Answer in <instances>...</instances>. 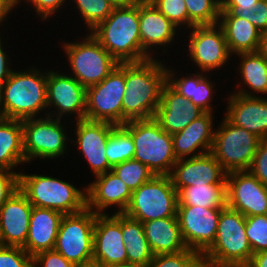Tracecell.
<instances>
[{
    "label": "cell",
    "mask_w": 267,
    "mask_h": 267,
    "mask_svg": "<svg viewBox=\"0 0 267 267\" xmlns=\"http://www.w3.org/2000/svg\"><path fill=\"white\" fill-rule=\"evenodd\" d=\"M25 162L22 120L0 117V170Z\"/></svg>",
    "instance_id": "29"
},
{
    "label": "cell",
    "mask_w": 267,
    "mask_h": 267,
    "mask_svg": "<svg viewBox=\"0 0 267 267\" xmlns=\"http://www.w3.org/2000/svg\"><path fill=\"white\" fill-rule=\"evenodd\" d=\"M219 20L230 54L258 51L261 31L251 22L228 11H220Z\"/></svg>",
    "instance_id": "27"
},
{
    "label": "cell",
    "mask_w": 267,
    "mask_h": 267,
    "mask_svg": "<svg viewBox=\"0 0 267 267\" xmlns=\"http://www.w3.org/2000/svg\"><path fill=\"white\" fill-rule=\"evenodd\" d=\"M122 126L133 138V159L145 164L155 175H170L177 162L172 135L154 118L131 120Z\"/></svg>",
    "instance_id": "5"
},
{
    "label": "cell",
    "mask_w": 267,
    "mask_h": 267,
    "mask_svg": "<svg viewBox=\"0 0 267 267\" xmlns=\"http://www.w3.org/2000/svg\"><path fill=\"white\" fill-rule=\"evenodd\" d=\"M236 14L238 17L245 18L251 22L258 30L267 31V0H259L256 6L249 10H220Z\"/></svg>",
    "instance_id": "42"
},
{
    "label": "cell",
    "mask_w": 267,
    "mask_h": 267,
    "mask_svg": "<svg viewBox=\"0 0 267 267\" xmlns=\"http://www.w3.org/2000/svg\"><path fill=\"white\" fill-rule=\"evenodd\" d=\"M16 7L11 0H0V23L8 16V13Z\"/></svg>",
    "instance_id": "50"
},
{
    "label": "cell",
    "mask_w": 267,
    "mask_h": 267,
    "mask_svg": "<svg viewBox=\"0 0 267 267\" xmlns=\"http://www.w3.org/2000/svg\"><path fill=\"white\" fill-rule=\"evenodd\" d=\"M96 213L87 207L62 217L54 250L75 265L93 260V231Z\"/></svg>",
    "instance_id": "9"
},
{
    "label": "cell",
    "mask_w": 267,
    "mask_h": 267,
    "mask_svg": "<svg viewBox=\"0 0 267 267\" xmlns=\"http://www.w3.org/2000/svg\"><path fill=\"white\" fill-rule=\"evenodd\" d=\"M63 44L74 78L86 88L103 81L119 64L91 33L83 42Z\"/></svg>",
    "instance_id": "10"
},
{
    "label": "cell",
    "mask_w": 267,
    "mask_h": 267,
    "mask_svg": "<svg viewBox=\"0 0 267 267\" xmlns=\"http://www.w3.org/2000/svg\"><path fill=\"white\" fill-rule=\"evenodd\" d=\"M178 206L224 208L227 206V184L194 185L181 188Z\"/></svg>",
    "instance_id": "32"
},
{
    "label": "cell",
    "mask_w": 267,
    "mask_h": 267,
    "mask_svg": "<svg viewBox=\"0 0 267 267\" xmlns=\"http://www.w3.org/2000/svg\"><path fill=\"white\" fill-rule=\"evenodd\" d=\"M45 108L47 72L43 74L34 68L26 72L12 71L0 89V117L24 120L36 117Z\"/></svg>",
    "instance_id": "3"
},
{
    "label": "cell",
    "mask_w": 267,
    "mask_h": 267,
    "mask_svg": "<svg viewBox=\"0 0 267 267\" xmlns=\"http://www.w3.org/2000/svg\"><path fill=\"white\" fill-rule=\"evenodd\" d=\"M112 171L126 183L131 191L138 189L155 175L145 164L135 159L113 166Z\"/></svg>",
    "instance_id": "36"
},
{
    "label": "cell",
    "mask_w": 267,
    "mask_h": 267,
    "mask_svg": "<svg viewBox=\"0 0 267 267\" xmlns=\"http://www.w3.org/2000/svg\"><path fill=\"white\" fill-rule=\"evenodd\" d=\"M167 69V83L179 94L194 105H197L202 111L212 113V107L209 104L212 100L213 86L211 82L199 73L180 79H174L172 69Z\"/></svg>",
    "instance_id": "30"
},
{
    "label": "cell",
    "mask_w": 267,
    "mask_h": 267,
    "mask_svg": "<svg viewBox=\"0 0 267 267\" xmlns=\"http://www.w3.org/2000/svg\"><path fill=\"white\" fill-rule=\"evenodd\" d=\"M142 224L153 255L177 253L188 249L177 216L149 220Z\"/></svg>",
    "instance_id": "28"
},
{
    "label": "cell",
    "mask_w": 267,
    "mask_h": 267,
    "mask_svg": "<svg viewBox=\"0 0 267 267\" xmlns=\"http://www.w3.org/2000/svg\"><path fill=\"white\" fill-rule=\"evenodd\" d=\"M32 265V267H75V264L54 249L36 254L32 257Z\"/></svg>",
    "instance_id": "43"
},
{
    "label": "cell",
    "mask_w": 267,
    "mask_h": 267,
    "mask_svg": "<svg viewBox=\"0 0 267 267\" xmlns=\"http://www.w3.org/2000/svg\"><path fill=\"white\" fill-rule=\"evenodd\" d=\"M75 267H101V266L97 262L92 260L87 263L75 265Z\"/></svg>",
    "instance_id": "53"
},
{
    "label": "cell",
    "mask_w": 267,
    "mask_h": 267,
    "mask_svg": "<svg viewBox=\"0 0 267 267\" xmlns=\"http://www.w3.org/2000/svg\"><path fill=\"white\" fill-rule=\"evenodd\" d=\"M90 32L103 22L115 7L108 0H75Z\"/></svg>",
    "instance_id": "37"
},
{
    "label": "cell",
    "mask_w": 267,
    "mask_h": 267,
    "mask_svg": "<svg viewBox=\"0 0 267 267\" xmlns=\"http://www.w3.org/2000/svg\"><path fill=\"white\" fill-rule=\"evenodd\" d=\"M108 1L111 2L116 7V6L128 5L130 3L135 2L136 0H108Z\"/></svg>",
    "instance_id": "52"
},
{
    "label": "cell",
    "mask_w": 267,
    "mask_h": 267,
    "mask_svg": "<svg viewBox=\"0 0 267 267\" xmlns=\"http://www.w3.org/2000/svg\"><path fill=\"white\" fill-rule=\"evenodd\" d=\"M246 267H267V251L253 254Z\"/></svg>",
    "instance_id": "49"
},
{
    "label": "cell",
    "mask_w": 267,
    "mask_h": 267,
    "mask_svg": "<svg viewBox=\"0 0 267 267\" xmlns=\"http://www.w3.org/2000/svg\"><path fill=\"white\" fill-rule=\"evenodd\" d=\"M184 159L177 160L169 175L177 192L194 185L226 184L227 173L210 152Z\"/></svg>",
    "instance_id": "19"
},
{
    "label": "cell",
    "mask_w": 267,
    "mask_h": 267,
    "mask_svg": "<svg viewBox=\"0 0 267 267\" xmlns=\"http://www.w3.org/2000/svg\"><path fill=\"white\" fill-rule=\"evenodd\" d=\"M202 256L191 249L177 253L154 255L146 267H199Z\"/></svg>",
    "instance_id": "38"
},
{
    "label": "cell",
    "mask_w": 267,
    "mask_h": 267,
    "mask_svg": "<svg viewBox=\"0 0 267 267\" xmlns=\"http://www.w3.org/2000/svg\"><path fill=\"white\" fill-rule=\"evenodd\" d=\"M212 119V113L204 112L182 131L172 135L173 151L177 160L192 153L194 154L190 157H197L211 151L215 132L212 129ZM197 149L198 154L195 152Z\"/></svg>",
    "instance_id": "25"
},
{
    "label": "cell",
    "mask_w": 267,
    "mask_h": 267,
    "mask_svg": "<svg viewBox=\"0 0 267 267\" xmlns=\"http://www.w3.org/2000/svg\"><path fill=\"white\" fill-rule=\"evenodd\" d=\"M178 193L169 175H154L149 181L132 191L124 214L147 222L177 216Z\"/></svg>",
    "instance_id": "7"
},
{
    "label": "cell",
    "mask_w": 267,
    "mask_h": 267,
    "mask_svg": "<svg viewBox=\"0 0 267 267\" xmlns=\"http://www.w3.org/2000/svg\"><path fill=\"white\" fill-rule=\"evenodd\" d=\"M228 99L225 118L235 126L267 140V98L254 96L241 89Z\"/></svg>",
    "instance_id": "20"
},
{
    "label": "cell",
    "mask_w": 267,
    "mask_h": 267,
    "mask_svg": "<svg viewBox=\"0 0 267 267\" xmlns=\"http://www.w3.org/2000/svg\"><path fill=\"white\" fill-rule=\"evenodd\" d=\"M1 44L2 43L0 38V89L2 88L3 84L8 80L13 71L11 68H8L9 59L7 54L3 51L4 49Z\"/></svg>",
    "instance_id": "48"
},
{
    "label": "cell",
    "mask_w": 267,
    "mask_h": 267,
    "mask_svg": "<svg viewBox=\"0 0 267 267\" xmlns=\"http://www.w3.org/2000/svg\"><path fill=\"white\" fill-rule=\"evenodd\" d=\"M249 171L263 185L267 186V140H262L259 143Z\"/></svg>",
    "instance_id": "44"
},
{
    "label": "cell",
    "mask_w": 267,
    "mask_h": 267,
    "mask_svg": "<svg viewBox=\"0 0 267 267\" xmlns=\"http://www.w3.org/2000/svg\"><path fill=\"white\" fill-rule=\"evenodd\" d=\"M199 267H205V263H202Z\"/></svg>",
    "instance_id": "58"
},
{
    "label": "cell",
    "mask_w": 267,
    "mask_h": 267,
    "mask_svg": "<svg viewBox=\"0 0 267 267\" xmlns=\"http://www.w3.org/2000/svg\"><path fill=\"white\" fill-rule=\"evenodd\" d=\"M258 52L267 59V31L261 33Z\"/></svg>",
    "instance_id": "51"
},
{
    "label": "cell",
    "mask_w": 267,
    "mask_h": 267,
    "mask_svg": "<svg viewBox=\"0 0 267 267\" xmlns=\"http://www.w3.org/2000/svg\"><path fill=\"white\" fill-rule=\"evenodd\" d=\"M46 114V118H28L22 120L23 128V148L25 161L40 157L57 158L64 154L66 149V139L64 128L61 121Z\"/></svg>",
    "instance_id": "12"
},
{
    "label": "cell",
    "mask_w": 267,
    "mask_h": 267,
    "mask_svg": "<svg viewBox=\"0 0 267 267\" xmlns=\"http://www.w3.org/2000/svg\"><path fill=\"white\" fill-rule=\"evenodd\" d=\"M203 113L197 105L184 98L166 82L154 119L161 128L173 135L182 131Z\"/></svg>",
    "instance_id": "22"
},
{
    "label": "cell",
    "mask_w": 267,
    "mask_h": 267,
    "mask_svg": "<svg viewBox=\"0 0 267 267\" xmlns=\"http://www.w3.org/2000/svg\"><path fill=\"white\" fill-rule=\"evenodd\" d=\"M19 188V173L0 170V207Z\"/></svg>",
    "instance_id": "45"
},
{
    "label": "cell",
    "mask_w": 267,
    "mask_h": 267,
    "mask_svg": "<svg viewBox=\"0 0 267 267\" xmlns=\"http://www.w3.org/2000/svg\"><path fill=\"white\" fill-rule=\"evenodd\" d=\"M245 222V234L252 253L267 251V215L248 216Z\"/></svg>",
    "instance_id": "39"
},
{
    "label": "cell",
    "mask_w": 267,
    "mask_h": 267,
    "mask_svg": "<svg viewBox=\"0 0 267 267\" xmlns=\"http://www.w3.org/2000/svg\"><path fill=\"white\" fill-rule=\"evenodd\" d=\"M13 3H14V5L16 6L18 3L20 4V0H11Z\"/></svg>",
    "instance_id": "55"
},
{
    "label": "cell",
    "mask_w": 267,
    "mask_h": 267,
    "mask_svg": "<svg viewBox=\"0 0 267 267\" xmlns=\"http://www.w3.org/2000/svg\"><path fill=\"white\" fill-rule=\"evenodd\" d=\"M0 246H3L2 239H1V234H0Z\"/></svg>",
    "instance_id": "56"
},
{
    "label": "cell",
    "mask_w": 267,
    "mask_h": 267,
    "mask_svg": "<svg viewBox=\"0 0 267 267\" xmlns=\"http://www.w3.org/2000/svg\"><path fill=\"white\" fill-rule=\"evenodd\" d=\"M93 261L101 267L127 263V254L121 229V213L111 217L105 212L96 214L93 231Z\"/></svg>",
    "instance_id": "15"
},
{
    "label": "cell",
    "mask_w": 267,
    "mask_h": 267,
    "mask_svg": "<svg viewBox=\"0 0 267 267\" xmlns=\"http://www.w3.org/2000/svg\"><path fill=\"white\" fill-rule=\"evenodd\" d=\"M113 267H146V266L140 265V264H133V263H124V264L116 265Z\"/></svg>",
    "instance_id": "54"
},
{
    "label": "cell",
    "mask_w": 267,
    "mask_h": 267,
    "mask_svg": "<svg viewBox=\"0 0 267 267\" xmlns=\"http://www.w3.org/2000/svg\"><path fill=\"white\" fill-rule=\"evenodd\" d=\"M164 66L153 58L125 63L122 125L131 120L154 118L162 88L167 82V69Z\"/></svg>",
    "instance_id": "1"
},
{
    "label": "cell",
    "mask_w": 267,
    "mask_h": 267,
    "mask_svg": "<svg viewBox=\"0 0 267 267\" xmlns=\"http://www.w3.org/2000/svg\"><path fill=\"white\" fill-rule=\"evenodd\" d=\"M245 228V216L224 207L214 243L201 255L202 263L215 267H246L253 253Z\"/></svg>",
    "instance_id": "4"
},
{
    "label": "cell",
    "mask_w": 267,
    "mask_h": 267,
    "mask_svg": "<svg viewBox=\"0 0 267 267\" xmlns=\"http://www.w3.org/2000/svg\"><path fill=\"white\" fill-rule=\"evenodd\" d=\"M86 193L87 208L96 214H103L102 211L112 205L119 206L117 213H124L132 196L131 189L112 170L96 176Z\"/></svg>",
    "instance_id": "23"
},
{
    "label": "cell",
    "mask_w": 267,
    "mask_h": 267,
    "mask_svg": "<svg viewBox=\"0 0 267 267\" xmlns=\"http://www.w3.org/2000/svg\"><path fill=\"white\" fill-rule=\"evenodd\" d=\"M243 81L255 93L267 94V59L257 52L239 53Z\"/></svg>",
    "instance_id": "33"
},
{
    "label": "cell",
    "mask_w": 267,
    "mask_h": 267,
    "mask_svg": "<svg viewBox=\"0 0 267 267\" xmlns=\"http://www.w3.org/2000/svg\"><path fill=\"white\" fill-rule=\"evenodd\" d=\"M91 34L118 63L141 62L152 58L142 51L139 31V0L116 6Z\"/></svg>",
    "instance_id": "2"
},
{
    "label": "cell",
    "mask_w": 267,
    "mask_h": 267,
    "mask_svg": "<svg viewBox=\"0 0 267 267\" xmlns=\"http://www.w3.org/2000/svg\"><path fill=\"white\" fill-rule=\"evenodd\" d=\"M63 216L58 211L33 206L28 236L22 248L31 257L43 251L53 250Z\"/></svg>",
    "instance_id": "24"
},
{
    "label": "cell",
    "mask_w": 267,
    "mask_h": 267,
    "mask_svg": "<svg viewBox=\"0 0 267 267\" xmlns=\"http://www.w3.org/2000/svg\"><path fill=\"white\" fill-rule=\"evenodd\" d=\"M32 206L48 208L63 215L74 214L87 207V193L73 184L51 176L19 172V188Z\"/></svg>",
    "instance_id": "6"
},
{
    "label": "cell",
    "mask_w": 267,
    "mask_h": 267,
    "mask_svg": "<svg viewBox=\"0 0 267 267\" xmlns=\"http://www.w3.org/2000/svg\"><path fill=\"white\" fill-rule=\"evenodd\" d=\"M219 127L214 132L210 153L227 174L249 170L262 139L244 128L235 126L226 118Z\"/></svg>",
    "instance_id": "8"
},
{
    "label": "cell",
    "mask_w": 267,
    "mask_h": 267,
    "mask_svg": "<svg viewBox=\"0 0 267 267\" xmlns=\"http://www.w3.org/2000/svg\"><path fill=\"white\" fill-rule=\"evenodd\" d=\"M33 206L17 189L0 207V234L3 246L25 245Z\"/></svg>",
    "instance_id": "21"
},
{
    "label": "cell",
    "mask_w": 267,
    "mask_h": 267,
    "mask_svg": "<svg viewBox=\"0 0 267 267\" xmlns=\"http://www.w3.org/2000/svg\"><path fill=\"white\" fill-rule=\"evenodd\" d=\"M36 8L37 15L46 20L57 9L64 5L65 0H28Z\"/></svg>",
    "instance_id": "46"
},
{
    "label": "cell",
    "mask_w": 267,
    "mask_h": 267,
    "mask_svg": "<svg viewBox=\"0 0 267 267\" xmlns=\"http://www.w3.org/2000/svg\"><path fill=\"white\" fill-rule=\"evenodd\" d=\"M169 21L176 26L188 27V10L184 0H149Z\"/></svg>",
    "instance_id": "40"
},
{
    "label": "cell",
    "mask_w": 267,
    "mask_h": 267,
    "mask_svg": "<svg viewBox=\"0 0 267 267\" xmlns=\"http://www.w3.org/2000/svg\"><path fill=\"white\" fill-rule=\"evenodd\" d=\"M227 206L245 217L267 215V186L249 170L228 173Z\"/></svg>",
    "instance_id": "14"
},
{
    "label": "cell",
    "mask_w": 267,
    "mask_h": 267,
    "mask_svg": "<svg viewBox=\"0 0 267 267\" xmlns=\"http://www.w3.org/2000/svg\"><path fill=\"white\" fill-rule=\"evenodd\" d=\"M125 63H119L100 83L87 87L85 119L122 125Z\"/></svg>",
    "instance_id": "11"
},
{
    "label": "cell",
    "mask_w": 267,
    "mask_h": 267,
    "mask_svg": "<svg viewBox=\"0 0 267 267\" xmlns=\"http://www.w3.org/2000/svg\"><path fill=\"white\" fill-rule=\"evenodd\" d=\"M191 30L188 46L191 60L203 72H210L225 65L231 54L221 26L218 23L193 26Z\"/></svg>",
    "instance_id": "16"
},
{
    "label": "cell",
    "mask_w": 267,
    "mask_h": 267,
    "mask_svg": "<svg viewBox=\"0 0 267 267\" xmlns=\"http://www.w3.org/2000/svg\"><path fill=\"white\" fill-rule=\"evenodd\" d=\"M177 26L162 14L149 0H139V31L142 51L151 56L148 51L152 46L170 44L175 36Z\"/></svg>",
    "instance_id": "26"
},
{
    "label": "cell",
    "mask_w": 267,
    "mask_h": 267,
    "mask_svg": "<svg viewBox=\"0 0 267 267\" xmlns=\"http://www.w3.org/2000/svg\"><path fill=\"white\" fill-rule=\"evenodd\" d=\"M32 257L18 246H0V267H32Z\"/></svg>",
    "instance_id": "41"
},
{
    "label": "cell",
    "mask_w": 267,
    "mask_h": 267,
    "mask_svg": "<svg viewBox=\"0 0 267 267\" xmlns=\"http://www.w3.org/2000/svg\"><path fill=\"white\" fill-rule=\"evenodd\" d=\"M86 99L87 88L72 75L47 71V107L53 105L58 108L54 112L56 118L61 119L66 113H74L77 121L85 119Z\"/></svg>",
    "instance_id": "18"
},
{
    "label": "cell",
    "mask_w": 267,
    "mask_h": 267,
    "mask_svg": "<svg viewBox=\"0 0 267 267\" xmlns=\"http://www.w3.org/2000/svg\"><path fill=\"white\" fill-rule=\"evenodd\" d=\"M205 267H215L205 263Z\"/></svg>",
    "instance_id": "57"
},
{
    "label": "cell",
    "mask_w": 267,
    "mask_h": 267,
    "mask_svg": "<svg viewBox=\"0 0 267 267\" xmlns=\"http://www.w3.org/2000/svg\"><path fill=\"white\" fill-rule=\"evenodd\" d=\"M134 153L135 145L131 134L122 125H117L107 141L105 154L109 164L113 167L133 159Z\"/></svg>",
    "instance_id": "34"
},
{
    "label": "cell",
    "mask_w": 267,
    "mask_h": 267,
    "mask_svg": "<svg viewBox=\"0 0 267 267\" xmlns=\"http://www.w3.org/2000/svg\"><path fill=\"white\" fill-rule=\"evenodd\" d=\"M222 209L178 206L177 219L187 248L202 255L214 243Z\"/></svg>",
    "instance_id": "13"
},
{
    "label": "cell",
    "mask_w": 267,
    "mask_h": 267,
    "mask_svg": "<svg viewBox=\"0 0 267 267\" xmlns=\"http://www.w3.org/2000/svg\"><path fill=\"white\" fill-rule=\"evenodd\" d=\"M76 145L88 160L95 176L112 170L106 156V146L112 130L117 126L104 121L80 119L76 122Z\"/></svg>",
    "instance_id": "17"
},
{
    "label": "cell",
    "mask_w": 267,
    "mask_h": 267,
    "mask_svg": "<svg viewBox=\"0 0 267 267\" xmlns=\"http://www.w3.org/2000/svg\"><path fill=\"white\" fill-rule=\"evenodd\" d=\"M121 229L127 254V263L146 266L153 259L154 255L145 237L142 222L121 213Z\"/></svg>",
    "instance_id": "31"
},
{
    "label": "cell",
    "mask_w": 267,
    "mask_h": 267,
    "mask_svg": "<svg viewBox=\"0 0 267 267\" xmlns=\"http://www.w3.org/2000/svg\"><path fill=\"white\" fill-rule=\"evenodd\" d=\"M188 10V28L219 22L221 0H184Z\"/></svg>",
    "instance_id": "35"
},
{
    "label": "cell",
    "mask_w": 267,
    "mask_h": 267,
    "mask_svg": "<svg viewBox=\"0 0 267 267\" xmlns=\"http://www.w3.org/2000/svg\"><path fill=\"white\" fill-rule=\"evenodd\" d=\"M259 0H221V10H249Z\"/></svg>",
    "instance_id": "47"
}]
</instances>
